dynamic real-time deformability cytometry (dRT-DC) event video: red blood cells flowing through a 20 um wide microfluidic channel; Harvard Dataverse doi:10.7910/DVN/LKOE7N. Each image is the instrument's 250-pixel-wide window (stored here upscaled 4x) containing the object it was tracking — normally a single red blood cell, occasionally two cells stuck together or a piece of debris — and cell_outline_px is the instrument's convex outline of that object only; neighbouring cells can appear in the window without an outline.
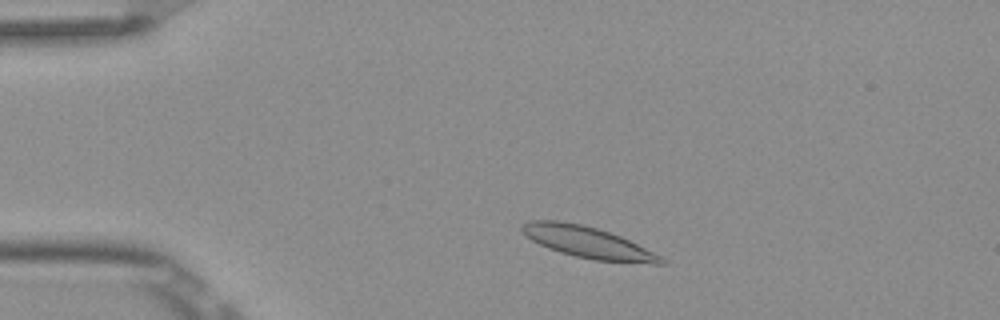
{"species": "Egyptian fruit bat (a non-hibernating species)", "species_latin": "Rousettus aegyptiacus", "temperature_condition": "room temperature", "stored_images_in_passage": 3, "camera_frame_rate_fps": 3000, "um_per_image_px": 0.085, "frame": {"image": 1, "passage_image": 2, "time_ms": 0.333, "image_size_px": [1000, 320], "cell_outline_px": [[668, 264], [652, 264], [596, 260], [576, 256], [560, 252], [548, 248], [532, 240], [520, 228], [520, 224], [528, 220], [560, 220], [580, 224], [596, 228], [620, 236], [668, 260]], "centroid_in_image_um": [49.96, 20.6], "position_along_channel_um": 35.0, "area_um2": 25.2}}